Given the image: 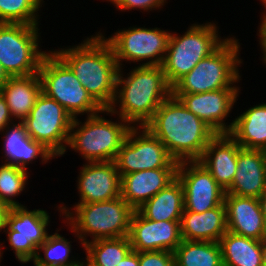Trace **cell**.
I'll return each instance as SVG.
<instances>
[{
  "label": "cell",
  "mask_w": 266,
  "mask_h": 266,
  "mask_svg": "<svg viewBox=\"0 0 266 266\" xmlns=\"http://www.w3.org/2000/svg\"><path fill=\"white\" fill-rule=\"evenodd\" d=\"M258 200H259V203H260L261 211H262V214L264 216V222H265V226H266V189L260 195Z\"/></svg>",
  "instance_id": "f35d334b"
},
{
  "label": "cell",
  "mask_w": 266,
  "mask_h": 266,
  "mask_svg": "<svg viewBox=\"0 0 266 266\" xmlns=\"http://www.w3.org/2000/svg\"><path fill=\"white\" fill-rule=\"evenodd\" d=\"M39 25L0 23V63L10 77L37 74L48 53L39 47Z\"/></svg>",
  "instance_id": "9c48e42d"
},
{
  "label": "cell",
  "mask_w": 266,
  "mask_h": 266,
  "mask_svg": "<svg viewBox=\"0 0 266 266\" xmlns=\"http://www.w3.org/2000/svg\"><path fill=\"white\" fill-rule=\"evenodd\" d=\"M123 76V69L119 68L115 98L103 113L110 116L117 114L132 127H143L172 94V87L166 80L162 65H139L131 69L126 77Z\"/></svg>",
  "instance_id": "7a4b0ae2"
},
{
  "label": "cell",
  "mask_w": 266,
  "mask_h": 266,
  "mask_svg": "<svg viewBox=\"0 0 266 266\" xmlns=\"http://www.w3.org/2000/svg\"><path fill=\"white\" fill-rule=\"evenodd\" d=\"M139 266H175L174 253L164 250L139 252Z\"/></svg>",
  "instance_id": "d6a6232c"
},
{
  "label": "cell",
  "mask_w": 266,
  "mask_h": 266,
  "mask_svg": "<svg viewBox=\"0 0 266 266\" xmlns=\"http://www.w3.org/2000/svg\"><path fill=\"white\" fill-rule=\"evenodd\" d=\"M9 209L10 208L0 200V232L4 230L5 218Z\"/></svg>",
  "instance_id": "74e56055"
},
{
  "label": "cell",
  "mask_w": 266,
  "mask_h": 266,
  "mask_svg": "<svg viewBox=\"0 0 266 266\" xmlns=\"http://www.w3.org/2000/svg\"><path fill=\"white\" fill-rule=\"evenodd\" d=\"M219 244L223 266H263L260 240L227 231Z\"/></svg>",
  "instance_id": "4316f807"
},
{
  "label": "cell",
  "mask_w": 266,
  "mask_h": 266,
  "mask_svg": "<svg viewBox=\"0 0 266 266\" xmlns=\"http://www.w3.org/2000/svg\"><path fill=\"white\" fill-rule=\"evenodd\" d=\"M137 210L149 220L181 221L184 211V192L181 181L176 177Z\"/></svg>",
  "instance_id": "484cf974"
},
{
  "label": "cell",
  "mask_w": 266,
  "mask_h": 266,
  "mask_svg": "<svg viewBox=\"0 0 266 266\" xmlns=\"http://www.w3.org/2000/svg\"><path fill=\"white\" fill-rule=\"evenodd\" d=\"M168 30H161L158 27H129L118 30L111 37L105 39L109 42L115 60L122 68V62L133 61L140 63V66L162 65L166 56L170 38ZM147 60V61H145ZM146 62V63H145Z\"/></svg>",
  "instance_id": "8fae6325"
},
{
  "label": "cell",
  "mask_w": 266,
  "mask_h": 266,
  "mask_svg": "<svg viewBox=\"0 0 266 266\" xmlns=\"http://www.w3.org/2000/svg\"><path fill=\"white\" fill-rule=\"evenodd\" d=\"M180 227L182 240L219 242L228 231L224 202L202 213L183 211Z\"/></svg>",
  "instance_id": "603a6c76"
},
{
  "label": "cell",
  "mask_w": 266,
  "mask_h": 266,
  "mask_svg": "<svg viewBox=\"0 0 266 266\" xmlns=\"http://www.w3.org/2000/svg\"><path fill=\"white\" fill-rule=\"evenodd\" d=\"M260 1H261V3L263 4L264 9L266 10V0H260ZM262 17L266 20V11H265V13L263 14Z\"/></svg>",
  "instance_id": "b9f144b4"
},
{
  "label": "cell",
  "mask_w": 266,
  "mask_h": 266,
  "mask_svg": "<svg viewBox=\"0 0 266 266\" xmlns=\"http://www.w3.org/2000/svg\"><path fill=\"white\" fill-rule=\"evenodd\" d=\"M39 76L42 92L56 100L75 119L103 113V108L90 96L72 70L51 50L43 57Z\"/></svg>",
  "instance_id": "ba28073f"
},
{
  "label": "cell",
  "mask_w": 266,
  "mask_h": 266,
  "mask_svg": "<svg viewBox=\"0 0 266 266\" xmlns=\"http://www.w3.org/2000/svg\"><path fill=\"white\" fill-rule=\"evenodd\" d=\"M114 162L120 177L141 170L178 167L163 143L144 126L130 129Z\"/></svg>",
  "instance_id": "7c38bea8"
},
{
  "label": "cell",
  "mask_w": 266,
  "mask_h": 266,
  "mask_svg": "<svg viewBox=\"0 0 266 266\" xmlns=\"http://www.w3.org/2000/svg\"><path fill=\"white\" fill-rule=\"evenodd\" d=\"M73 119L62 105L42 92L22 123L34 141L42 143L59 157L67 152Z\"/></svg>",
  "instance_id": "30bf717a"
},
{
  "label": "cell",
  "mask_w": 266,
  "mask_h": 266,
  "mask_svg": "<svg viewBox=\"0 0 266 266\" xmlns=\"http://www.w3.org/2000/svg\"><path fill=\"white\" fill-rule=\"evenodd\" d=\"M240 89H221L203 93H172L216 134H229L234 120L225 123L239 97ZM225 119V120H224Z\"/></svg>",
  "instance_id": "9a60e30c"
},
{
  "label": "cell",
  "mask_w": 266,
  "mask_h": 266,
  "mask_svg": "<svg viewBox=\"0 0 266 266\" xmlns=\"http://www.w3.org/2000/svg\"><path fill=\"white\" fill-rule=\"evenodd\" d=\"M77 180L79 202L88 204L120 196L121 177L114 161L86 162Z\"/></svg>",
  "instance_id": "e0dca14e"
},
{
  "label": "cell",
  "mask_w": 266,
  "mask_h": 266,
  "mask_svg": "<svg viewBox=\"0 0 266 266\" xmlns=\"http://www.w3.org/2000/svg\"><path fill=\"white\" fill-rule=\"evenodd\" d=\"M229 135L242 148L266 150V103L256 104L237 116Z\"/></svg>",
  "instance_id": "d4e9b609"
},
{
  "label": "cell",
  "mask_w": 266,
  "mask_h": 266,
  "mask_svg": "<svg viewBox=\"0 0 266 266\" xmlns=\"http://www.w3.org/2000/svg\"><path fill=\"white\" fill-rule=\"evenodd\" d=\"M53 52L72 70L90 96L103 109H109L115 98L119 66L102 32L87 37L81 44Z\"/></svg>",
  "instance_id": "3957f363"
},
{
  "label": "cell",
  "mask_w": 266,
  "mask_h": 266,
  "mask_svg": "<svg viewBox=\"0 0 266 266\" xmlns=\"http://www.w3.org/2000/svg\"><path fill=\"white\" fill-rule=\"evenodd\" d=\"M217 27L214 22L194 23L184 35L170 34L162 67L171 87L226 40L221 39Z\"/></svg>",
  "instance_id": "52a82bcc"
},
{
  "label": "cell",
  "mask_w": 266,
  "mask_h": 266,
  "mask_svg": "<svg viewBox=\"0 0 266 266\" xmlns=\"http://www.w3.org/2000/svg\"><path fill=\"white\" fill-rule=\"evenodd\" d=\"M129 240L136 252L164 250L174 252L181 244L180 221H154L135 210L130 224Z\"/></svg>",
  "instance_id": "2e32d148"
},
{
  "label": "cell",
  "mask_w": 266,
  "mask_h": 266,
  "mask_svg": "<svg viewBox=\"0 0 266 266\" xmlns=\"http://www.w3.org/2000/svg\"><path fill=\"white\" fill-rule=\"evenodd\" d=\"M43 0H0V23L38 25Z\"/></svg>",
  "instance_id": "4dcf8cb0"
},
{
  "label": "cell",
  "mask_w": 266,
  "mask_h": 266,
  "mask_svg": "<svg viewBox=\"0 0 266 266\" xmlns=\"http://www.w3.org/2000/svg\"><path fill=\"white\" fill-rule=\"evenodd\" d=\"M131 128L121 117L114 122L99 113L86 116L83 123L75 118L67 147L82 155L86 162L114 161Z\"/></svg>",
  "instance_id": "8992f818"
},
{
  "label": "cell",
  "mask_w": 266,
  "mask_h": 266,
  "mask_svg": "<svg viewBox=\"0 0 266 266\" xmlns=\"http://www.w3.org/2000/svg\"><path fill=\"white\" fill-rule=\"evenodd\" d=\"M179 162L198 161L216 133L172 94L144 126Z\"/></svg>",
  "instance_id": "6da1fadb"
},
{
  "label": "cell",
  "mask_w": 266,
  "mask_h": 266,
  "mask_svg": "<svg viewBox=\"0 0 266 266\" xmlns=\"http://www.w3.org/2000/svg\"><path fill=\"white\" fill-rule=\"evenodd\" d=\"M227 230L247 238L262 240L266 226L258 198L224 195Z\"/></svg>",
  "instance_id": "ac0fdd59"
},
{
  "label": "cell",
  "mask_w": 266,
  "mask_h": 266,
  "mask_svg": "<svg viewBox=\"0 0 266 266\" xmlns=\"http://www.w3.org/2000/svg\"><path fill=\"white\" fill-rule=\"evenodd\" d=\"M50 216L46 210L11 207L5 218L4 231L9 247L21 263L33 261L38 247L47 239Z\"/></svg>",
  "instance_id": "4fadbf2b"
},
{
  "label": "cell",
  "mask_w": 266,
  "mask_h": 266,
  "mask_svg": "<svg viewBox=\"0 0 266 266\" xmlns=\"http://www.w3.org/2000/svg\"><path fill=\"white\" fill-rule=\"evenodd\" d=\"M177 177V168L141 170L121 176L120 196L137 210Z\"/></svg>",
  "instance_id": "ffe728a7"
},
{
  "label": "cell",
  "mask_w": 266,
  "mask_h": 266,
  "mask_svg": "<svg viewBox=\"0 0 266 266\" xmlns=\"http://www.w3.org/2000/svg\"><path fill=\"white\" fill-rule=\"evenodd\" d=\"M173 253L175 266H223L219 242L182 240Z\"/></svg>",
  "instance_id": "f1b7e54d"
},
{
  "label": "cell",
  "mask_w": 266,
  "mask_h": 266,
  "mask_svg": "<svg viewBox=\"0 0 266 266\" xmlns=\"http://www.w3.org/2000/svg\"><path fill=\"white\" fill-rule=\"evenodd\" d=\"M2 133L4 135L2 139L4 141V163L27 170V166L38 157L42 159V164L57 158L42 143L34 141L27 134L22 122H14L0 134L2 135Z\"/></svg>",
  "instance_id": "7402d4cb"
},
{
  "label": "cell",
  "mask_w": 266,
  "mask_h": 266,
  "mask_svg": "<svg viewBox=\"0 0 266 266\" xmlns=\"http://www.w3.org/2000/svg\"><path fill=\"white\" fill-rule=\"evenodd\" d=\"M28 177V170L3 162L0 165V200L9 208L24 206L14 199L27 188Z\"/></svg>",
  "instance_id": "1f68e13d"
},
{
  "label": "cell",
  "mask_w": 266,
  "mask_h": 266,
  "mask_svg": "<svg viewBox=\"0 0 266 266\" xmlns=\"http://www.w3.org/2000/svg\"><path fill=\"white\" fill-rule=\"evenodd\" d=\"M118 266H139V252L131 250Z\"/></svg>",
  "instance_id": "8d00e7d4"
},
{
  "label": "cell",
  "mask_w": 266,
  "mask_h": 266,
  "mask_svg": "<svg viewBox=\"0 0 266 266\" xmlns=\"http://www.w3.org/2000/svg\"><path fill=\"white\" fill-rule=\"evenodd\" d=\"M86 260L83 266H118L132 246L128 236L98 239L83 245Z\"/></svg>",
  "instance_id": "83f0119b"
},
{
  "label": "cell",
  "mask_w": 266,
  "mask_h": 266,
  "mask_svg": "<svg viewBox=\"0 0 266 266\" xmlns=\"http://www.w3.org/2000/svg\"><path fill=\"white\" fill-rule=\"evenodd\" d=\"M49 234L47 239L38 247L34 266H83L79 260L69 259L71 254V241L58 233ZM43 252L44 257L40 252Z\"/></svg>",
  "instance_id": "f546056e"
},
{
  "label": "cell",
  "mask_w": 266,
  "mask_h": 266,
  "mask_svg": "<svg viewBox=\"0 0 266 266\" xmlns=\"http://www.w3.org/2000/svg\"><path fill=\"white\" fill-rule=\"evenodd\" d=\"M14 122L15 121H13V118L10 115L6 100L0 93V132Z\"/></svg>",
  "instance_id": "e575fe53"
},
{
  "label": "cell",
  "mask_w": 266,
  "mask_h": 266,
  "mask_svg": "<svg viewBox=\"0 0 266 266\" xmlns=\"http://www.w3.org/2000/svg\"><path fill=\"white\" fill-rule=\"evenodd\" d=\"M261 249L263 257V266H266V237L261 240Z\"/></svg>",
  "instance_id": "60d3db41"
},
{
  "label": "cell",
  "mask_w": 266,
  "mask_h": 266,
  "mask_svg": "<svg viewBox=\"0 0 266 266\" xmlns=\"http://www.w3.org/2000/svg\"><path fill=\"white\" fill-rule=\"evenodd\" d=\"M0 248H5V247L2 245L1 242H0ZM2 254H3V252H2V250L0 249V263H1V258H3V257H2Z\"/></svg>",
  "instance_id": "7bdbcfd3"
},
{
  "label": "cell",
  "mask_w": 266,
  "mask_h": 266,
  "mask_svg": "<svg viewBox=\"0 0 266 266\" xmlns=\"http://www.w3.org/2000/svg\"><path fill=\"white\" fill-rule=\"evenodd\" d=\"M10 76L4 70L2 64L0 63V88L9 80Z\"/></svg>",
  "instance_id": "ab89813d"
},
{
  "label": "cell",
  "mask_w": 266,
  "mask_h": 266,
  "mask_svg": "<svg viewBox=\"0 0 266 266\" xmlns=\"http://www.w3.org/2000/svg\"><path fill=\"white\" fill-rule=\"evenodd\" d=\"M266 189L265 150L240 148L237 170L225 194L259 198Z\"/></svg>",
  "instance_id": "d6986e66"
},
{
  "label": "cell",
  "mask_w": 266,
  "mask_h": 266,
  "mask_svg": "<svg viewBox=\"0 0 266 266\" xmlns=\"http://www.w3.org/2000/svg\"><path fill=\"white\" fill-rule=\"evenodd\" d=\"M14 120L22 122L30 115L31 109L42 93V83L39 73L28 76L10 77L0 88Z\"/></svg>",
  "instance_id": "cb8c5ba5"
},
{
  "label": "cell",
  "mask_w": 266,
  "mask_h": 266,
  "mask_svg": "<svg viewBox=\"0 0 266 266\" xmlns=\"http://www.w3.org/2000/svg\"><path fill=\"white\" fill-rule=\"evenodd\" d=\"M260 20H261L259 23L260 28H258L259 33H257V34H258L259 39H260L259 40V44L261 45L260 48L263 52V56H262L263 63L266 65V20L263 17H261Z\"/></svg>",
  "instance_id": "d590c367"
},
{
  "label": "cell",
  "mask_w": 266,
  "mask_h": 266,
  "mask_svg": "<svg viewBox=\"0 0 266 266\" xmlns=\"http://www.w3.org/2000/svg\"><path fill=\"white\" fill-rule=\"evenodd\" d=\"M177 177L183 185L184 211L202 213L224 202L225 190L199 161L179 162Z\"/></svg>",
  "instance_id": "5bb4252c"
},
{
  "label": "cell",
  "mask_w": 266,
  "mask_h": 266,
  "mask_svg": "<svg viewBox=\"0 0 266 266\" xmlns=\"http://www.w3.org/2000/svg\"><path fill=\"white\" fill-rule=\"evenodd\" d=\"M57 208L62 213L60 216L64 215L70 231L80 240L82 248L98 239L129 236L135 211L121 196L108 201L75 204L71 210L63 204ZM88 235L91 240L87 239Z\"/></svg>",
  "instance_id": "277c9868"
},
{
  "label": "cell",
  "mask_w": 266,
  "mask_h": 266,
  "mask_svg": "<svg viewBox=\"0 0 266 266\" xmlns=\"http://www.w3.org/2000/svg\"><path fill=\"white\" fill-rule=\"evenodd\" d=\"M238 39L228 37L209 56L200 60L196 66L173 86L172 93H203L221 89H240L239 68L242 64ZM234 85V86H233Z\"/></svg>",
  "instance_id": "5b68a950"
},
{
  "label": "cell",
  "mask_w": 266,
  "mask_h": 266,
  "mask_svg": "<svg viewBox=\"0 0 266 266\" xmlns=\"http://www.w3.org/2000/svg\"><path fill=\"white\" fill-rule=\"evenodd\" d=\"M240 148L229 134H216L198 160L224 190L234 179Z\"/></svg>",
  "instance_id": "44dd1931"
},
{
  "label": "cell",
  "mask_w": 266,
  "mask_h": 266,
  "mask_svg": "<svg viewBox=\"0 0 266 266\" xmlns=\"http://www.w3.org/2000/svg\"><path fill=\"white\" fill-rule=\"evenodd\" d=\"M116 7V9L121 11L126 10H143L145 11H153L157 8L160 9L162 6L167 3V0H106Z\"/></svg>",
  "instance_id": "836d02e7"
}]
</instances>
